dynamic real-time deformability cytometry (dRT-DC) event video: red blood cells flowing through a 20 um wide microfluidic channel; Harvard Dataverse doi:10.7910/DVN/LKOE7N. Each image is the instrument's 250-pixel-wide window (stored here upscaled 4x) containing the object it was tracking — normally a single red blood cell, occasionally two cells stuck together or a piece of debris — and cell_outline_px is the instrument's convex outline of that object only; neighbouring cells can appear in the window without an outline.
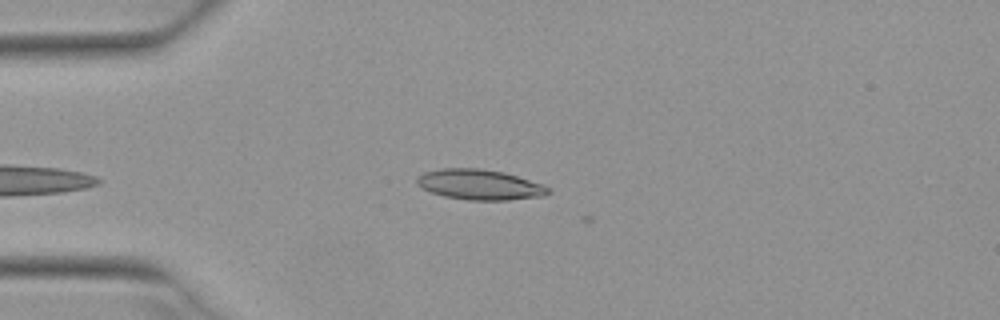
{"species": "Egyptian fruit bat (a non-hibernating species)", "species_latin": "Rousettus aegyptiacus", "temperature_condition": "warm", "stored_images_in_passage": 4, "camera_frame_rate_fps": 3000, "um_per_image_px": 0.085, "animal": {"sex": "female"}, "frame": {"image": 1, "passage_image": 3, "time_ms": 0.667, "image_size_px": [1000, 320], "cell_outline_px": [[552, 192], [544, 196], [508, 200], [468, 200], [444, 196], [432, 192], [416, 184], [416, 176], [424, 172], [440, 168], [480, 168], [504, 172], [552, 188]], "centroid_in_image_um": [40.77, 15.69], "position_along_channel_um": 44.2, "area_um2": 23.24}}